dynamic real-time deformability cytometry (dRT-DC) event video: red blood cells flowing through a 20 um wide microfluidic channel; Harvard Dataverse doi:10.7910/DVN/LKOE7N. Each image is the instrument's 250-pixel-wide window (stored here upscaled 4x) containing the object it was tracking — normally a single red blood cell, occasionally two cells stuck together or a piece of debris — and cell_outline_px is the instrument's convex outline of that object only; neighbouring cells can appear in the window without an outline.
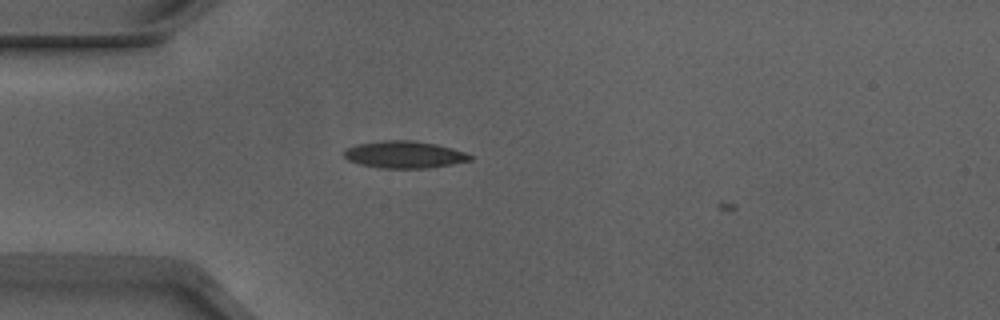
{"species": "Egyptian fruit bat (a non-hibernating species)", "species_latin": "Rousettus aegyptiacus", "temperature_condition": "warm", "stored_images_in_passage": 10, "camera_frame_rate_fps": 3000, "um_per_image_px": 0.085, "animal": {"sex": "male"}, "frame": {"image": 1, "passage_image": 9, "time_ms": 2.667, "image_size_px": [1000, 320], "cell_outline_px": [[472, 160], [452, 164], [428, 168], [384, 168], [360, 164], [348, 160], [344, 156], [344, 152], [348, 148], [356, 144], [384, 140], [412, 140], [436, 144], [452, 148], [464, 152], [472, 156]], "centroid_in_image_um": [34.38, 13.13], "position_along_channel_um": 50.6, "area_um2": 19.77}}